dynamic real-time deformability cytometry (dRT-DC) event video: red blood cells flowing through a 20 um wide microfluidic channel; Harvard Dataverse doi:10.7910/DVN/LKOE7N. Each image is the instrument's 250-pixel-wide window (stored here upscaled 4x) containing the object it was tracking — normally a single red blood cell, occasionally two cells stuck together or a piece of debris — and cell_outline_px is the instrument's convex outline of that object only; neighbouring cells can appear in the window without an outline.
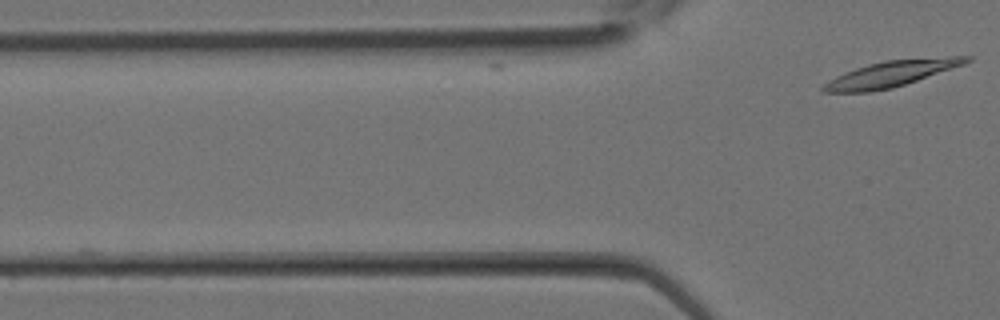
{"species": "Egyptian fruit bat (a non-hibernating species)", "species_latin": "Rousettus aegyptiacus", "temperature_condition": "room temperature", "stored_images_in_passage": 3, "camera_frame_rate_fps": 3000, "um_per_image_px": 0.085, "animal": {"sex": "female"}, "frame": {"image": 1, "passage_image": 3, "time_ms": 0.667, "image_size_px": [1000, 320], "cell_outline_px": [[972, 60], [964, 64], [892, 88], [872, 92], [820, 92], [820, 88], [828, 80], [836, 76], [856, 68], [868, 64], [884, 60], [952, 56], [972, 56]], "centroid_in_image_um": [75.71, 6.27], "position_along_channel_um": 50.1, "area_um2": 21.44}}